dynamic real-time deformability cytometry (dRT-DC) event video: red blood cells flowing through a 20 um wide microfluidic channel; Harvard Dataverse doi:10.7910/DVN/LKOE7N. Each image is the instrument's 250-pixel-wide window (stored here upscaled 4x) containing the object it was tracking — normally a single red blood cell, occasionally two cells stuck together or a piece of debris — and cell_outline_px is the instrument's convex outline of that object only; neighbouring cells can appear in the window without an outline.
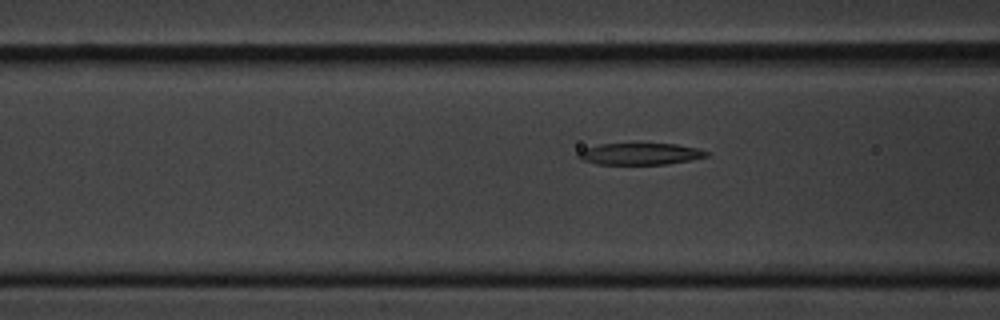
{"species": "common noctule bat (a hibernating species)", "species_latin": "Nyctalus noctula", "temperature_condition": "cold", "stored_images_in_passage": 9, "segment_of_instrument_passage": [1, 2], "camera_frame_rate_fps": 3000, "um_per_image_px": 0.085, "animal": {"sex": "male", "body_mass_g": 20.1, "forearm_length_mm": 53.5}, "frame": {"image": 1, "passage_image": 3, "time_ms": 3.0, "image_size_px": [1000, 320], "cell_outline_px": [[712, 152], [708, 156], [692, 160], [664, 164], [596, 164], [584, 160], [576, 156], [576, 152], [584, 148], [600, 144], [676, 144], [696, 148]], "centroid_in_image_um": [54.41, 13.08], "position_along_channel_um": 112.2, "area_um2": 16.18}}
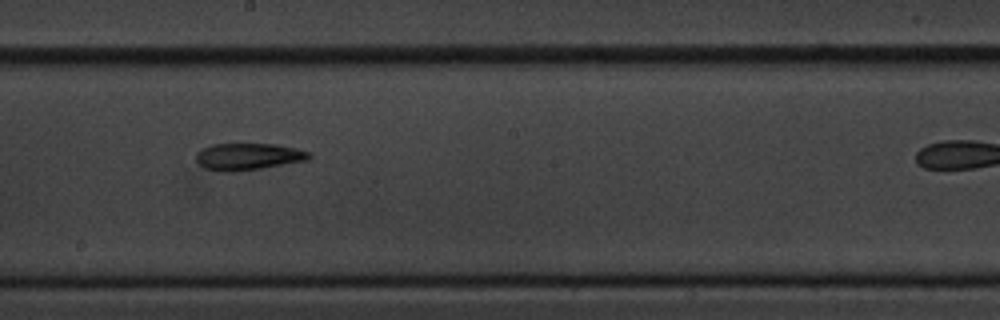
{"frame": {"image": 2, "passage_image": 6, "time_ms": 6.333, "image_size_px": [1000, 320], "cell_outline_px": [[312, 156], [308, 160], [260, 168], [232, 172], [224, 172], [204, 168], [196, 160], [196, 152], [212, 144], [276, 144], [296, 148], [312, 152]], "centroid_in_image_um": [21.11, 13.3], "position_along_channel_um": 227.1, "area_um2": 17.69}}
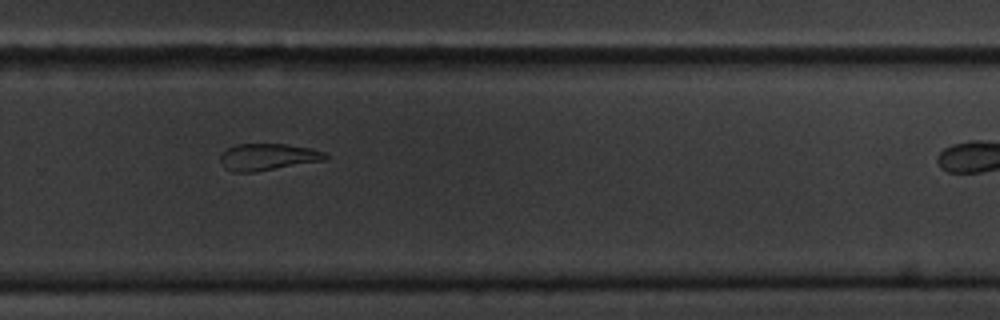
{"frame": {"image": 3, "passage_image": 8, "time_ms": 8.667, "image_size_px": [1000, 320], "cell_outline_px": [[328, 160], [252, 172], [232, 172], [224, 168], [220, 164], [220, 156], [228, 148], [236, 144], [284, 144], [312, 148], [324, 152], [328, 156]], "centroid_in_image_um": [22.77, 13.34], "position_along_channel_um": 307.0, "area_um2": 16.47}}